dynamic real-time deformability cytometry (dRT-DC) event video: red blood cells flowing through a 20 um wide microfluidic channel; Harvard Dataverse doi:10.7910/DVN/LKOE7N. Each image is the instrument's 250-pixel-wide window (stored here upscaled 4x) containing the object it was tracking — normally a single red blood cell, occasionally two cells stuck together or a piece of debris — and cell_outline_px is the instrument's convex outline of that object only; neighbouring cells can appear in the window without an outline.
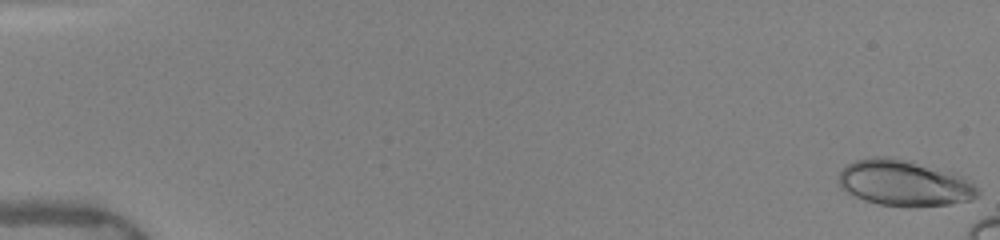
{"species": "human", "species_latin": "Homo sapiens", "temperature_condition": "warm", "stored_images_in_passage": 11, "camera_frame_rate_fps": 3000, "um_per_image_px": 0.085, "donor": {"sex": "female"}, "frame": {"image": 1, "passage_image": 1, "time_ms": 0.0, "image_size_px": [1000, 240], "cell_outline_px": [[980, 196], [972, 200], [948, 204], [912, 208], [908, 208], [880, 204], [864, 200], [840, 188], [836, 180], [840, 172], [848, 164], [856, 160], [876, 156], [888, 156], [904, 160], [964, 176], [980, 192]], "centroid_in_image_um": [76.84, 15.59], "position_along_channel_um": 8.2, "area_um2": 37.17}}